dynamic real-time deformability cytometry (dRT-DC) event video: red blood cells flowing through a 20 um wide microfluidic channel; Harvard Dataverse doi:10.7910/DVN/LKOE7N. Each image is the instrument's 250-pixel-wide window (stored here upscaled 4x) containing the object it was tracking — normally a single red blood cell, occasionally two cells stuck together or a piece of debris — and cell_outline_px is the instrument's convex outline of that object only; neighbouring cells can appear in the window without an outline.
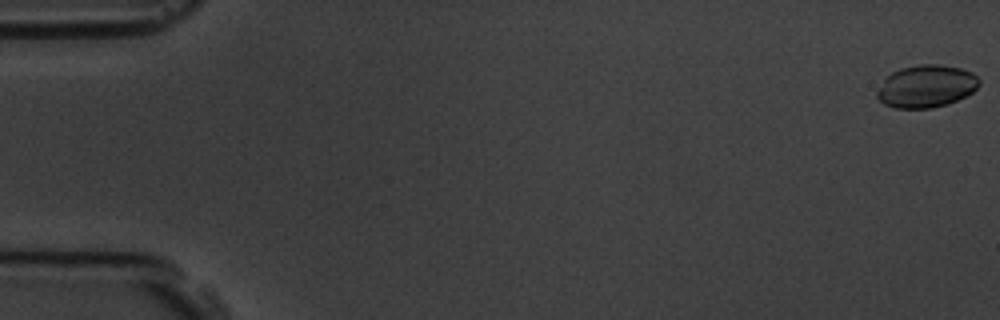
{"species": "common noctule bat (a hibernating species)", "species_latin": "Nyctalus noctula", "temperature_condition": "room temperature", "stored_images_in_passage": 4, "camera_frame_rate_fps": 3000, "um_per_image_px": 0.085, "animal": {"sex": "male", "body_mass_g": 19.5, "forearm_length_mm": 54.6}, "frame": {"image": 1, "passage_image": 1, "time_ms": 0.0, "image_size_px": [1000, 320], "cell_outline_px": [[980, 84], [972, 92], [948, 104], [932, 108], [896, 108], [884, 104], [876, 96], [876, 92], [884, 80], [892, 72], [900, 68], [920, 64], [940, 64], [960, 68], [972, 72], [980, 80]], "centroid_in_image_um": [78.73, 7.33], "position_along_channel_um": 6.3, "area_um2": 25.2}}